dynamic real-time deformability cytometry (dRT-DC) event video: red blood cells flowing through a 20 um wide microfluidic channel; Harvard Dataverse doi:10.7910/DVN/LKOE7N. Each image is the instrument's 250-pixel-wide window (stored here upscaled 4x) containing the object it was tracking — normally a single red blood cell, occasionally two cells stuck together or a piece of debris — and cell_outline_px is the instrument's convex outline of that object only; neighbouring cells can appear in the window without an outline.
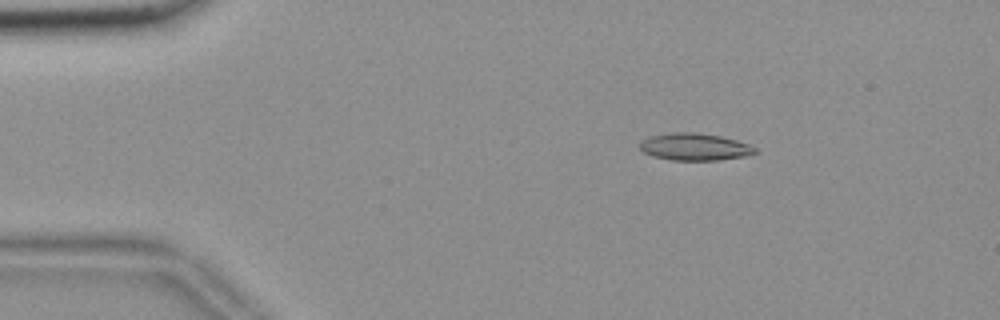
{"species": "common noctule bat (a hibernating species)", "species_latin": "Nyctalus noctula", "temperature_condition": "room temperature", "stored_images_in_passage": 55, "camera_frame_rate_fps": 3000, "um_per_image_px": 0.085, "animal": {"sex": "female", "body_mass_g": 18.4}, "frame": {"image": 1, "passage_image": 9, "time_ms": 2.667, "image_size_px": [1000, 320], "cell_outline_px": [[756, 152], [744, 156], [720, 160], [672, 160], [652, 156], [644, 152], [640, 148], [640, 144], [644, 140], [652, 136], [672, 132], [692, 132], [720, 136], [736, 140], [748, 144], [756, 148]], "centroid_in_image_um": [59.05, 12.49], "position_along_channel_um": 26.0, "area_um2": 17.98}}
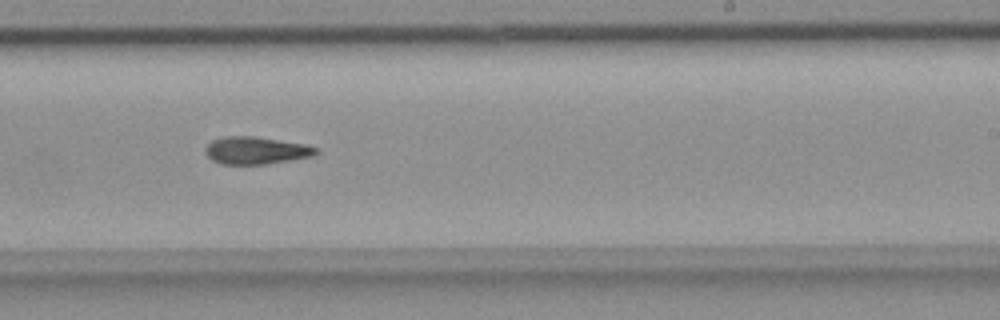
{"frame": {"image": 2, "passage_image": 34, "time_ms": 11.0, "image_size_px": [1000, 320], "cell_outline_px": [[316, 152], [312, 156], [264, 164], [220, 164], [212, 160], [208, 156], [204, 148], [212, 140], [224, 136], [252, 136], [304, 144], [316, 148]], "centroid_in_image_um": [21.69, 12.78], "position_along_channel_um": 267.3, "area_um2": 17.34}}
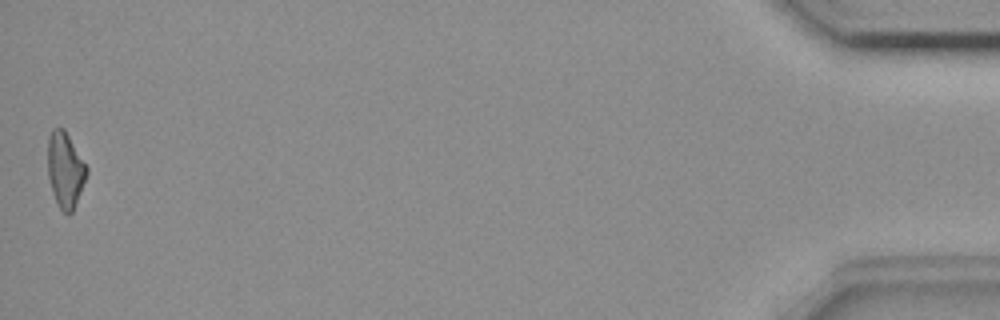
{"frame": {"image": 3, "passage_image": 55, "time_ms": 18.0, "image_size_px": [1000, 320], "cell_outline_px": [[88, 172], [72, 212], [68, 216], [60, 208], [56, 200], [48, 176], [48, 136], [52, 128], [64, 128], [88, 168]], "centroid_in_image_um": [5.54, 14.41], "position_along_channel_um": 429.7, "area_um2": 16.82}}